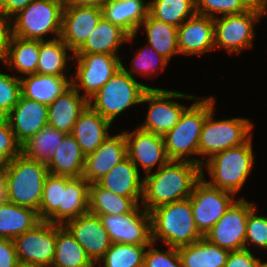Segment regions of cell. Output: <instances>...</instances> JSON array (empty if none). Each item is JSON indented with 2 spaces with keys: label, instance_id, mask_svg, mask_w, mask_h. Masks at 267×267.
Instances as JSON below:
<instances>
[{
  "label": "cell",
  "instance_id": "6da1fadb",
  "mask_svg": "<svg viewBox=\"0 0 267 267\" xmlns=\"http://www.w3.org/2000/svg\"><path fill=\"white\" fill-rule=\"evenodd\" d=\"M200 178V165L187 161H169L143 177L141 206L151 211L159 206L189 198Z\"/></svg>",
  "mask_w": 267,
  "mask_h": 267
},
{
  "label": "cell",
  "instance_id": "7a4b0ae2",
  "mask_svg": "<svg viewBox=\"0 0 267 267\" xmlns=\"http://www.w3.org/2000/svg\"><path fill=\"white\" fill-rule=\"evenodd\" d=\"M213 96L197 97L181 114L179 122L167 132L164 144L170 161H187L202 166L204 159L191 158L198 155L200 133L208 112L215 105Z\"/></svg>",
  "mask_w": 267,
  "mask_h": 267
},
{
  "label": "cell",
  "instance_id": "3957f363",
  "mask_svg": "<svg viewBox=\"0 0 267 267\" xmlns=\"http://www.w3.org/2000/svg\"><path fill=\"white\" fill-rule=\"evenodd\" d=\"M152 242L179 248L203 236L196 228L190 198L165 204L149 211Z\"/></svg>",
  "mask_w": 267,
  "mask_h": 267
},
{
  "label": "cell",
  "instance_id": "277c9868",
  "mask_svg": "<svg viewBox=\"0 0 267 267\" xmlns=\"http://www.w3.org/2000/svg\"><path fill=\"white\" fill-rule=\"evenodd\" d=\"M252 137L243 145L214 154L201 166V177L211 186L234 195L242 189L254 165ZM208 171L209 179L204 174Z\"/></svg>",
  "mask_w": 267,
  "mask_h": 267
},
{
  "label": "cell",
  "instance_id": "5b68a950",
  "mask_svg": "<svg viewBox=\"0 0 267 267\" xmlns=\"http://www.w3.org/2000/svg\"><path fill=\"white\" fill-rule=\"evenodd\" d=\"M8 202L39 211L44 182L49 174L47 164L22 154L3 165Z\"/></svg>",
  "mask_w": 267,
  "mask_h": 267
},
{
  "label": "cell",
  "instance_id": "8992f818",
  "mask_svg": "<svg viewBox=\"0 0 267 267\" xmlns=\"http://www.w3.org/2000/svg\"><path fill=\"white\" fill-rule=\"evenodd\" d=\"M149 87L119 68L114 75L88 100V105L111 123L133 105H140Z\"/></svg>",
  "mask_w": 267,
  "mask_h": 267
},
{
  "label": "cell",
  "instance_id": "52a82bcc",
  "mask_svg": "<svg viewBox=\"0 0 267 267\" xmlns=\"http://www.w3.org/2000/svg\"><path fill=\"white\" fill-rule=\"evenodd\" d=\"M63 0H33L11 19L12 35L23 39L45 41V35L60 38Z\"/></svg>",
  "mask_w": 267,
  "mask_h": 267
},
{
  "label": "cell",
  "instance_id": "ba28073f",
  "mask_svg": "<svg viewBox=\"0 0 267 267\" xmlns=\"http://www.w3.org/2000/svg\"><path fill=\"white\" fill-rule=\"evenodd\" d=\"M215 109L213 107L205 117L198 144V155L207 157L206 160L228 148L243 145L253 137L252 121L242 117L216 120Z\"/></svg>",
  "mask_w": 267,
  "mask_h": 267
},
{
  "label": "cell",
  "instance_id": "9c48e42d",
  "mask_svg": "<svg viewBox=\"0 0 267 267\" xmlns=\"http://www.w3.org/2000/svg\"><path fill=\"white\" fill-rule=\"evenodd\" d=\"M181 98L197 99L192 94L163 88H148L141 100V104L148 103L146 119L138 127L144 131L164 136L179 122L181 114L187 108L184 104L173 101Z\"/></svg>",
  "mask_w": 267,
  "mask_h": 267
},
{
  "label": "cell",
  "instance_id": "30bf717a",
  "mask_svg": "<svg viewBox=\"0 0 267 267\" xmlns=\"http://www.w3.org/2000/svg\"><path fill=\"white\" fill-rule=\"evenodd\" d=\"M263 17V11L253 6L239 14L216 17L214 19L215 50L219 47L224 48L223 50L232 55L252 48L255 36L254 27Z\"/></svg>",
  "mask_w": 267,
  "mask_h": 267
},
{
  "label": "cell",
  "instance_id": "8fae6325",
  "mask_svg": "<svg viewBox=\"0 0 267 267\" xmlns=\"http://www.w3.org/2000/svg\"><path fill=\"white\" fill-rule=\"evenodd\" d=\"M120 56H112L107 54H74V62L77 67L73 73L71 83L72 86L82 96L89 100L95 95L100 88L121 68Z\"/></svg>",
  "mask_w": 267,
  "mask_h": 267
},
{
  "label": "cell",
  "instance_id": "7c38bea8",
  "mask_svg": "<svg viewBox=\"0 0 267 267\" xmlns=\"http://www.w3.org/2000/svg\"><path fill=\"white\" fill-rule=\"evenodd\" d=\"M189 198L196 228L203 237L236 201L234 194L209 185L202 177Z\"/></svg>",
  "mask_w": 267,
  "mask_h": 267
},
{
  "label": "cell",
  "instance_id": "4fadbf2b",
  "mask_svg": "<svg viewBox=\"0 0 267 267\" xmlns=\"http://www.w3.org/2000/svg\"><path fill=\"white\" fill-rule=\"evenodd\" d=\"M13 241L20 266L51 267L55 256L56 224L41 221Z\"/></svg>",
  "mask_w": 267,
  "mask_h": 267
},
{
  "label": "cell",
  "instance_id": "5bb4252c",
  "mask_svg": "<svg viewBox=\"0 0 267 267\" xmlns=\"http://www.w3.org/2000/svg\"><path fill=\"white\" fill-rule=\"evenodd\" d=\"M255 206L244 197L237 198L204 238L228 251L245 249L247 219Z\"/></svg>",
  "mask_w": 267,
  "mask_h": 267
},
{
  "label": "cell",
  "instance_id": "9a60e30c",
  "mask_svg": "<svg viewBox=\"0 0 267 267\" xmlns=\"http://www.w3.org/2000/svg\"><path fill=\"white\" fill-rule=\"evenodd\" d=\"M98 216L111 243L149 245L152 242L150 213L141 205L129 213Z\"/></svg>",
  "mask_w": 267,
  "mask_h": 267
},
{
  "label": "cell",
  "instance_id": "2e32d148",
  "mask_svg": "<svg viewBox=\"0 0 267 267\" xmlns=\"http://www.w3.org/2000/svg\"><path fill=\"white\" fill-rule=\"evenodd\" d=\"M127 157L136 165L138 171L149 174L166 165L170 160L167 156L164 138L136 126L132 132L125 130Z\"/></svg>",
  "mask_w": 267,
  "mask_h": 267
},
{
  "label": "cell",
  "instance_id": "e0dca14e",
  "mask_svg": "<svg viewBox=\"0 0 267 267\" xmlns=\"http://www.w3.org/2000/svg\"><path fill=\"white\" fill-rule=\"evenodd\" d=\"M64 226L86 251L95 265L103 258L112 244L99 216L89 211L68 220Z\"/></svg>",
  "mask_w": 267,
  "mask_h": 267
},
{
  "label": "cell",
  "instance_id": "ac0fdd59",
  "mask_svg": "<svg viewBox=\"0 0 267 267\" xmlns=\"http://www.w3.org/2000/svg\"><path fill=\"white\" fill-rule=\"evenodd\" d=\"M102 17L99 7L64 6L60 39L75 53Z\"/></svg>",
  "mask_w": 267,
  "mask_h": 267
},
{
  "label": "cell",
  "instance_id": "d6986e66",
  "mask_svg": "<svg viewBox=\"0 0 267 267\" xmlns=\"http://www.w3.org/2000/svg\"><path fill=\"white\" fill-rule=\"evenodd\" d=\"M179 55H204L215 50L214 19L196 13L178 27Z\"/></svg>",
  "mask_w": 267,
  "mask_h": 267
},
{
  "label": "cell",
  "instance_id": "ffe728a7",
  "mask_svg": "<svg viewBox=\"0 0 267 267\" xmlns=\"http://www.w3.org/2000/svg\"><path fill=\"white\" fill-rule=\"evenodd\" d=\"M18 142L22 145L48 125V105L22 95L5 116Z\"/></svg>",
  "mask_w": 267,
  "mask_h": 267
},
{
  "label": "cell",
  "instance_id": "44dd1931",
  "mask_svg": "<svg viewBox=\"0 0 267 267\" xmlns=\"http://www.w3.org/2000/svg\"><path fill=\"white\" fill-rule=\"evenodd\" d=\"M127 157L124 131L109 137L93 152L85 157L82 177L90 184L96 183L116 164Z\"/></svg>",
  "mask_w": 267,
  "mask_h": 267
},
{
  "label": "cell",
  "instance_id": "7402d4cb",
  "mask_svg": "<svg viewBox=\"0 0 267 267\" xmlns=\"http://www.w3.org/2000/svg\"><path fill=\"white\" fill-rule=\"evenodd\" d=\"M112 123L89 105L78 116L72 135L85 156L93 153L110 135Z\"/></svg>",
  "mask_w": 267,
  "mask_h": 267
},
{
  "label": "cell",
  "instance_id": "603a6c76",
  "mask_svg": "<svg viewBox=\"0 0 267 267\" xmlns=\"http://www.w3.org/2000/svg\"><path fill=\"white\" fill-rule=\"evenodd\" d=\"M136 36L137 34L129 35L120 26L102 17L85 43L74 54L96 53L118 56L119 46L134 41Z\"/></svg>",
  "mask_w": 267,
  "mask_h": 267
},
{
  "label": "cell",
  "instance_id": "cb8c5ba5",
  "mask_svg": "<svg viewBox=\"0 0 267 267\" xmlns=\"http://www.w3.org/2000/svg\"><path fill=\"white\" fill-rule=\"evenodd\" d=\"M100 187L128 198H142L143 177L126 157L96 182Z\"/></svg>",
  "mask_w": 267,
  "mask_h": 267
},
{
  "label": "cell",
  "instance_id": "d4e9b609",
  "mask_svg": "<svg viewBox=\"0 0 267 267\" xmlns=\"http://www.w3.org/2000/svg\"><path fill=\"white\" fill-rule=\"evenodd\" d=\"M87 106L88 100L71 85L48 105V125L64 133H72L78 116Z\"/></svg>",
  "mask_w": 267,
  "mask_h": 267
},
{
  "label": "cell",
  "instance_id": "484cf974",
  "mask_svg": "<svg viewBox=\"0 0 267 267\" xmlns=\"http://www.w3.org/2000/svg\"><path fill=\"white\" fill-rule=\"evenodd\" d=\"M67 76L30 74L22 77L20 75L21 95L50 105L72 85V75H69V78Z\"/></svg>",
  "mask_w": 267,
  "mask_h": 267
},
{
  "label": "cell",
  "instance_id": "4316f807",
  "mask_svg": "<svg viewBox=\"0 0 267 267\" xmlns=\"http://www.w3.org/2000/svg\"><path fill=\"white\" fill-rule=\"evenodd\" d=\"M149 3L145 0H107L102 6L103 17L120 26L129 35L139 34L141 23L146 19Z\"/></svg>",
  "mask_w": 267,
  "mask_h": 267
},
{
  "label": "cell",
  "instance_id": "83f0119b",
  "mask_svg": "<svg viewBox=\"0 0 267 267\" xmlns=\"http://www.w3.org/2000/svg\"><path fill=\"white\" fill-rule=\"evenodd\" d=\"M85 155L71 133H66L47 163L49 173L71 178L83 175Z\"/></svg>",
  "mask_w": 267,
  "mask_h": 267
},
{
  "label": "cell",
  "instance_id": "f1b7e54d",
  "mask_svg": "<svg viewBox=\"0 0 267 267\" xmlns=\"http://www.w3.org/2000/svg\"><path fill=\"white\" fill-rule=\"evenodd\" d=\"M40 40L23 39L11 35L6 49L5 67L24 76L37 73Z\"/></svg>",
  "mask_w": 267,
  "mask_h": 267
},
{
  "label": "cell",
  "instance_id": "f546056e",
  "mask_svg": "<svg viewBox=\"0 0 267 267\" xmlns=\"http://www.w3.org/2000/svg\"><path fill=\"white\" fill-rule=\"evenodd\" d=\"M146 32V44L152 47L158 54L162 55L168 61L172 56L179 55L178 48V27L154 19L149 13L146 19L141 23L138 30Z\"/></svg>",
  "mask_w": 267,
  "mask_h": 267
},
{
  "label": "cell",
  "instance_id": "4dcf8cb0",
  "mask_svg": "<svg viewBox=\"0 0 267 267\" xmlns=\"http://www.w3.org/2000/svg\"><path fill=\"white\" fill-rule=\"evenodd\" d=\"M177 250L183 267H224L230 253L204 237Z\"/></svg>",
  "mask_w": 267,
  "mask_h": 267
},
{
  "label": "cell",
  "instance_id": "1f68e13d",
  "mask_svg": "<svg viewBox=\"0 0 267 267\" xmlns=\"http://www.w3.org/2000/svg\"><path fill=\"white\" fill-rule=\"evenodd\" d=\"M41 222L34 209L7 202L0 205V238L14 240Z\"/></svg>",
  "mask_w": 267,
  "mask_h": 267
},
{
  "label": "cell",
  "instance_id": "d6a6232c",
  "mask_svg": "<svg viewBox=\"0 0 267 267\" xmlns=\"http://www.w3.org/2000/svg\"><path fill=\"white\" fill-rule=\"evenodd\" d=\"M96 266L64 225L56 224L55 256L51 267Z\"/></svg>",
  "mask_w": 267,
  "mask_h": 267
},
{
  "label": "cell",
  "instance_id": "836d02e7",
  "mask_svg": "<svg viewBox=\"0 0 267 267\" xmlns=\"http://www.w3.org/2000/svg\"><path fill=\"white\" fill-rule=\"evenodd\" d=\"M142 198H128L116 195L97 183L89 186V212L95 215H119L132 212L141 205Z\"/></svg>",
  "mask_w": 267,
  "mask_h": 267
},
{
  "label": "cell",
  "instance_id": "e575fe53",
  "mask_svg": "<svg viewBox=\"0 0 267 267\" xmlns=\"http://www.w3.org/2000/svg\"><path fill=\"white\" fill-rule=\"evenodd\" d=\"M71 53H67V52ZM74 58L72 50L60 39L40 41L37 73L42 75H68V62ZM67 71V73L65 72Z\"/></svg>",
  "mask_w": 267,
  "mask_h": 267
},
{
  "label": "cell",
  "instance_id": "d590c367",
  "mask_svg": "<svg viewBox=\"0 0 267 267\" xmlns=\"http://www.w3.org/2000/svg\"><path fill=\"white\" fill-rule=\"evenodd\" d=\"M89 186L84 179L72 178L62 189L61 205H59V225L89 211Z\"/></svg>",
  "mask_w": 267,
  "mask_h": 267
},
{
  "label": "cell",
  "instance_id": "8d00e7d4",
  "mask_svg": "<svg viewBox=\"0 0 267 267\" xmlns=\"http://www.w3.org/2000/svg\"><path fill=\"white\" fill-rule=\"evenodd\" d=\"M66 133L49 125L21 145V154L33 161L47 164Z\"/></svg>",
  "mask_w": 267,
  "mask_h": 267
},
{
  "label": "cell",
  "instance_id": "74e56055",
  "mask_svg": "<svg viewBox=\"0 0 267 267\" xmlns=\"http://www.w3.org/2000/svg\"><path fill=\"white\" fill-rule=\"evenodd\" d=\"M148 13L157 20L179 27L196 11L195 0H150Z\"/></svg>",
  "mask_w": 267,
  "mask_h": 267
},
{
  "label": "cell",
  "instance_id": "f35d334b",
  "mask_svg": "<svg viewBox=\"0 0 267 267\" xmlns=\"http://www.w3.org/2000/svg\"><path fill=\"white\" fill-rule=\"evenodd\" d=\"M71 177L49 173L45 179L42 199L38 215L41 221L59 224V205H61L62 189Z\"/></svg>",
  "mask_w": 267,
  "mask_h": 267
},
{
  "label": "cell",
  "instance_id": "ab89813d",
  "mask_svg": "<svg viewBox=\"0 0 267 267\" xmlns=\"http://www.w3.org/2000/svg\"><path fill=\"white\" fill-rule=\"evenodd\" d=\"M148 245L112 243L98 264L102 267H143Z\"/></svg>",
  "mask_w": 267,
  "mask_h": 267
},
{
  "label": "cell",
  "instance_id": "60d3db41",
  "mask_svg": "<svg viewBox=\"0 0 267 267\" xmlns=\"http://www.w3.org/2000/svg\"><path fill=\"white\" fill-rule=\"evenodd\" d=\"M135 54L136 56H134L131 61L132 67H130V69L125 68L121 61V68L133 78H136L134 77L136 74L154 78L155 75H158L159 71H164L169 63L166 58L158 54L147 44L139 48V51L137 50Z\"/></svg>",
  "mask_w": 267,
  "mask_h": 267
},
{
  "label": "cell",
  "instance_id": "b9f144b4",
  "mask_svg": "<svg viewBox=\"0 0 267 267\" xmlns=\"http://www.w3.org/2000/svg\"><path fill=\"white\" fill-rule=\"evenodd\" d=\"M195 5L198 14L213 19L218 15L239 14L252 7L251 0H195Z\"/></svg>",
  "mask_w": 267,
  "mask_h": 267
},
{
  "label": "cell",
  "instance_id": "7bdbcfd3",
  "mask_svg": "<svg viewBox=\"0 0 267 267\" xmlns=\"http://www.w3.org/2000/svg\"><path fill=\"white\" fill-rule=\"evenodd\" d=\"M256 211L257 207H254L249 212L245 236V249L251 251L253 245L254 248L267 251V216L258 215Z\"/></svg>",
  "mask_w": 267,
  "mask_h": 267
},
{
  "label": "cell",
  "instance_id": "ee69618b",
  "mask_svg": "<svg viewBox=\"0 0 267 267\" xmlns=\"http://www.w3.org/2000/svg\"><path fill=\"white\" fill-rule=\"evenodd\" d=\"M21 96V83L18 75L0 72V117H5L16 105Z\"/></svg>",
  "mask_w": 267,
  "mask_h": 267
},
{
  "label": "cell",
  "instance_id": "f6af8a7d",
  "mask_svg": "<svg viewBox=\"0 0 267 267\" xmlns=\"http://www.w3.org/2000/svg\"><path fill=\"white\" fill-rule=\"evenodd\" d=\"M154 244L151 242L146 248L143 267H183L177 248L167 246L163 252Z\"/></svg>",
  "mask_w": 267,
  "mask_h": 267
},
{
  "label": "cell",
  "instance_id": "bcb514c9",
  "mask_svg": "<svg viewBox=\"0 0 267 267\" xmlns=\"http://www.w3.org/2000/svg\"><path fill=\"white\" fill-rule=\"evenodd\" d=\"M21 155V144L16 139L8 120L0 117V165H6Z\"/></svg>",
  "mask_w": 267,
  "mask_h": 267
},
{
  "label": "cell",
  "instance_id": "7dc6e473",
  "mask_svg": "<svg viewBox=\"0 0 267 267\" xmlns=\"http://www.w3.org/2000/svg\"><path fill=\"white\" fill-rule=\"evenodd\" d=\"M260 259L248 249L230 251L224 267H258Z\"/></svg>",
  "mask_w": 267,
  "mask_h": 267
},
{
  "label": "cell",
  "instance_id": "c3c4849f",
  "mask_svg": "<svg viewBox=\"0 0 267 267\" xmlns=\"http://www.w3.org/2000/svg\"><path fill=\"white\" fill-rule=\"evenodd\" d=\"M0 267H20L14 241L0 238Z\"/></svg>",
  "mask_w": 267,
  "mask_h": 267
},
{
  "label": "cell",
  "instance_id": "681fc988",
  "mask_svg": "<svg viewBox=\"0 0 267 267\" xmlns=\"http://www.w3.org/2000/svg\"><path fill=\"white\" fill-rule=\"evenodd\" d=\"M33 0H0V10L10 19L25 9Z\"/></svg>",
  "mask_w": 267,
  "mask_h": 267
},
{
  "label": "cell",
  "instance_id": "f907efd6",
  "mask_svg": "<svg viewBox=\"0 0 267 267\" xmlns=\"http://www.w3.org/2000/svg\"><path fill=\"white\" fill-rule=\"evenodd\" d=\"M12 35L11 19L0 10V47L5 51Z\"/></svg>",
  "mask_w": 267,
  "mask_h": 267
},
{
  "label": "cell",
  "instance_id": "816d5d0a",
  "mask_svg": "<svg viewBox=\"0 0 267 267\" xmlns=\"http://www.w3.org/2000/svg\"><path fill=\"white\" fill-rule=\"evenodd\" d=\"M107 2V0H65V6H84V7H99Z\"/></svg>",
  "mask_w": 267,
  "mask_h": 267
},
{
  "label": "cell",
  "instance_id": "f5cc1de1",
  "mask_svg": "<svg viewBox=\"0 0 267 267\" xmlns=\"http://www.w3.org/2000/svg\"><path fill=\"white\" fill-rule=\"evenodd\" d=\"M8 202L7 184L4 175V167L0 165V205Z\"/></svg>",
  "mask_w": 267,
  "mask_h": 267
},
{
  "label": "cell",
  "instance_id": "db71d44e",
  "mask_svg": "<svg viewBox=\"0 0 267 267\" xmlns=\"http://www.w3.org/2000/svg\"><path fill=\"white\" fill-rule=\"evenodd\" d=\"M252 6L263 11V16L267 15V0H251Z\"/></svg>",
  "mask_w": 267,
  "mask_h": 267
},
{
  "label": "cell",
  "instance_id": "11a10c76",
  "mask_svg": "<svg viewBox=\"0 0 267 267\" xmlns=\"http://www.w3.org/2000/svg\"><path fill=\"white\" fill-rule=\"evenodd\" d=\"M5 55H6V51L0 47V61L5 65Z\"/></svg>",
  "mask_w": 267,
  "mask_h": 267
},
{
  "label": "cell",
  "instance_id": "9f6ffc18",
  "mask_svg": "<svg viewBox=\"0 0 267 267\" xmlns=\"http://www.w3.org/2000/svg\"><path fill=\"white\" fill-rule=\"evenodd\" d=\"M258 267H267V261H263L262 262L261 259H260Z\"/></svg>",
  "mask_w": 267,
  "mask_h": 267
}]
</instances>
